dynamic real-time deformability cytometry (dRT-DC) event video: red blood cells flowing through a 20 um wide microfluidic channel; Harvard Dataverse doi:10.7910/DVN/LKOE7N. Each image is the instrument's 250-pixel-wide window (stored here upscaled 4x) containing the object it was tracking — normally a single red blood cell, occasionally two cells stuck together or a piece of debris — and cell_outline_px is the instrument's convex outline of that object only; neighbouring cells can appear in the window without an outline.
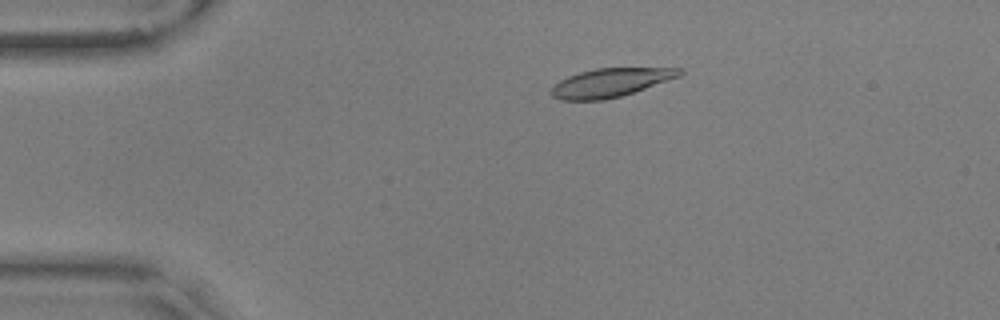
{"species": "common noctule bat (a hibernating species)", "species_latin": "Nyctalus noctula", "temperature_condition": "warm", "stored_images_in_passage": 57, "camera_frame_rate_fps": 3000, "um_per_image_px": 0.085, "animal": {"sex": "male", "body_mass_g": 17.9, "forearm_length_mm": 54.2}, "frame": {"image": 1, "passage_image": 12, "time_ms": 3.667, "image_size_px": [1000, 320], "cell_outline_px": [[684, 72], [680, 76], [620, 96], [604, 100], [560, 100], [552, 96], [552, 88], [560, 80], [568, 76], [580, 72], [596, 68], [680, 68]], "centroid_in_image_um": [51.88, 7.02], "position_along_channel_um": 33.1, "area_um2": 21.04}}
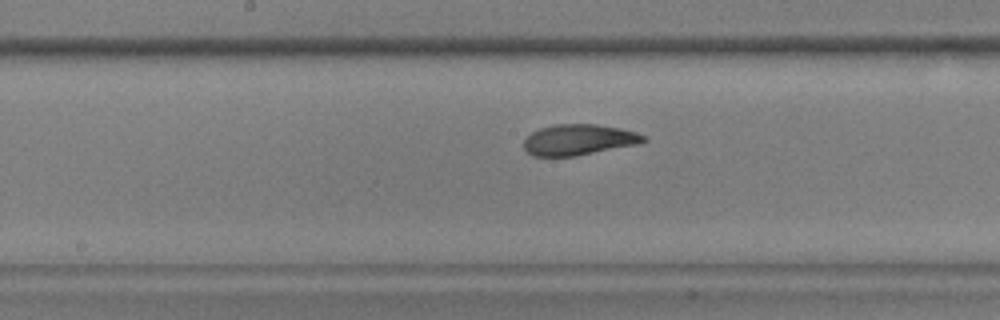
{"frame": {"image": 2, "passage_image": 30, "time_ms": 9.667, "image_size_px": [1000, 320], "cell_outline_px": [[648, 140], [640, 144], [576, 156], [532, 156], [524, 148], [524, 140], [532, 132], [540, 128], [556, 124], [596, 124], [620, 128], [636, 132], [648, 136]], "centroid_in_image_um": [49.24, 11.88], "position_along_channel_um": 199.0, "area_um2": 21.68}}
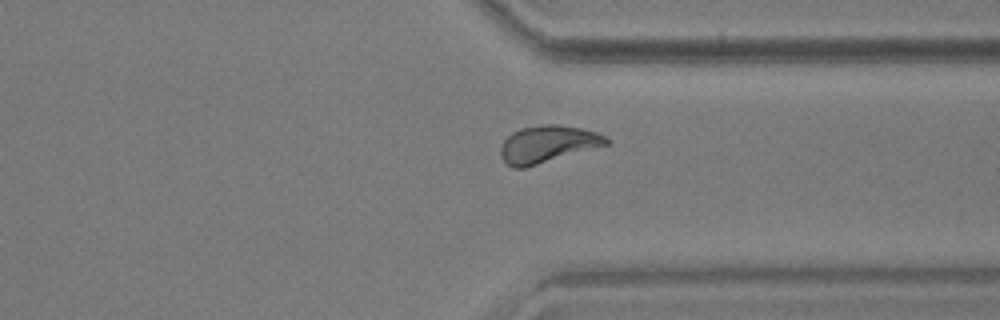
{"frame": {"image": 3, "passage_image": 44, "time_ms": 14.333, "image_size_px": [1000, 320], "cell_outline_px": [[608, 144], [524, 168], [512, 168], [500, 156], [500, 148], [504, 140], [512, 132], [520, 128], [544, 124], [560, 124], [580, 128], [596, 132], [604, 136], [608, 140]], "centroid_in_image_um": [46.5, 12.24], "position_along_channel_um": 364.9, "area_um2": 22.6}, "authors_computed_cell_mechanics": {"area_um2": 22.0218, "velocity_mm_per_s": 3.5507, "shape_relaxation_time_tau1_ms": 4.4274, "shape_relaxation_time_tau2_ms": 1.7403, "deformation_change_tau1": 0.1552, "deformation_change_tau2": 0.0652}}